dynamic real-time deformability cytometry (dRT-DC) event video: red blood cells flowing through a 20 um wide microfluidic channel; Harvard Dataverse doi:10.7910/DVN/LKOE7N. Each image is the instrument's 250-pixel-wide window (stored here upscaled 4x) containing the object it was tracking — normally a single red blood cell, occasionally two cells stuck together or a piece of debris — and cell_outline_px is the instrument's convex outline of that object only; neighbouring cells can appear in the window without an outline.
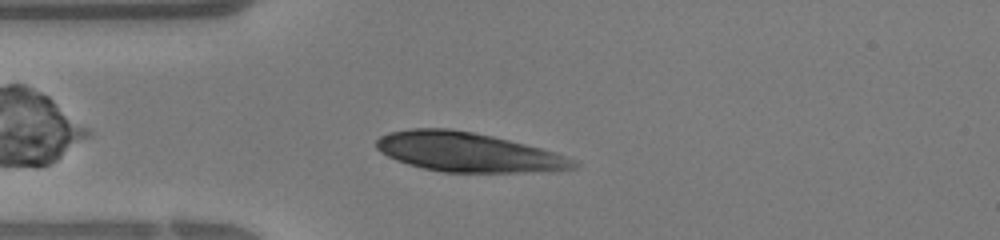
{"species": "human", "species_latin": "Homo sapiens", "temperature_condition": "warm", "stored_images_in_passage": 30, "camera_frame_rate_fps": 3000, "um_per_image_px": 0.085, "donor": {"sex": "female"}, "frame": {"image": 1, "passage_image": 3, "time_ms": 0.667, "image_size_px": [1000, 240], "cell_outline_px": [[580, 168], [552, 172], [444, 172], [424, 168], [408, 164], [396, 160], [380, 152], [376, 148], [376, 140], [380, 136], [388, 132], [412, 128], [448, 128], [472, 132], [492, 136], [556, 152], [576, 160], [580, 164]], "centroid_in_image_um": [39.83, 12.94], "position_along_channel_um": 45.2, "area_um2": 45.49}}
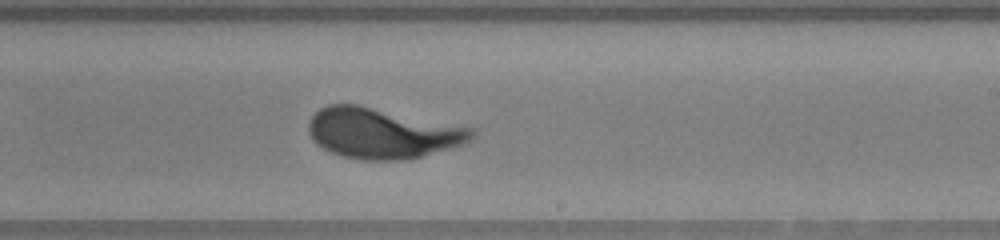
{"frame": {"image": 2, "passage_image": 16, "time_ms": 5.0, "image_size_px": [1000, 240], "cell_outline_px": [[476, 136], [472, 140], [464, 144], [424, 156], [400, 160], [364, 160], [344, 156], [332, 152], [316, 144], [312, 140], [308, 132], [308, 120], [320, 108], [328, 104], [356, 104], [472, 128], [476, 132]], "centroid_in_image_um": [32.49, 11.32], "position_along_channel_um": 256.5, "area_um2": 47.86}}
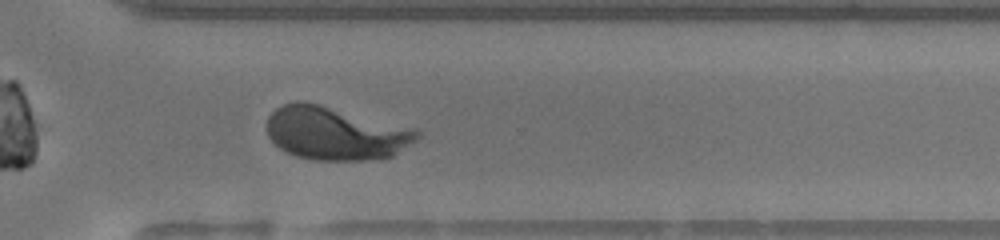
{"frame": {"image": 3, "passage_image": 21, "time_ms": 6.667, "image_size_px": [1000, 240], "cell_outline_px": [[424, 136], [392, 156], [364, 160], [312, 160], [296, 156], [280, 148], [268, 136], [268, 116], [276, 108], [284, 104], [296, 100], [300, 100], [416, 128]], "centroid_in_image_um": [28.55, 11.33], "position_along_channel_um": 342.0, "area_um2": 46.47}}